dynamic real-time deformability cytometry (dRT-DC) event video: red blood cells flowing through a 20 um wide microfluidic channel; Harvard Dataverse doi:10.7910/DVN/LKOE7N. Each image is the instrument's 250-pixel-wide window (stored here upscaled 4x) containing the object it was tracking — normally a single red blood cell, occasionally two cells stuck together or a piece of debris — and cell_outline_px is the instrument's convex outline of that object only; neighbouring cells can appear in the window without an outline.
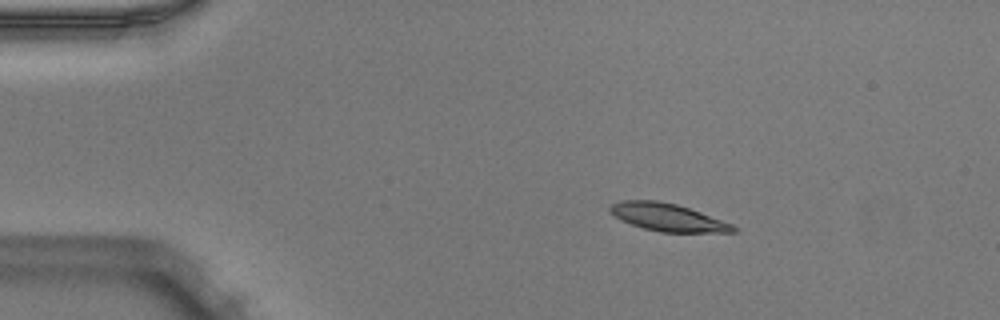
{"species": "Egyptian fruit bat (a non-hibernating species)", "species_latin": "Rousettus aegyptiacus", "temperature_condition": "warm", "stored_images_in_passage": 10, "camera_frame_rate_fps": 3000, "um_per_image_px": 0.085, "animal": {"sex": "male"}, "frame": {"image": 1, "passage_image": 10, "time_ms": 3.0, "image_size_px": [1000, 320], "cell_outline_px": [[708, 228], [692, 232], [676, 232], [652, 228], [640, 224], [652, 204], [668, 204], [684, 208], [704, 216], [708, 220]], "centroid_in_image_um": [57.29, 18.62], "position_along_channel_um": 27.7, "area_um2": 10.0}}